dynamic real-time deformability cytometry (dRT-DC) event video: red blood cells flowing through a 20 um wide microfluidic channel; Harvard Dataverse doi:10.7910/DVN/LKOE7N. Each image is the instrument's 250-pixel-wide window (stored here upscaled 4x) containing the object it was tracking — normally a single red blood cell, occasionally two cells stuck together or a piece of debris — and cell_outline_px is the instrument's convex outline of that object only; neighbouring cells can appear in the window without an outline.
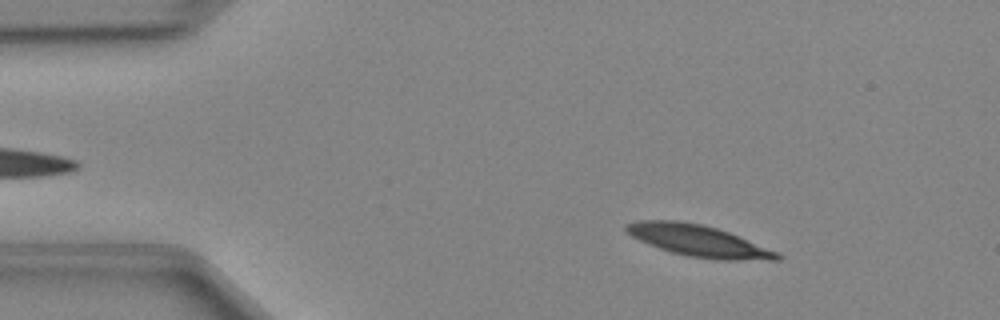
{"species": "Egyptian fruit bat (a non-hibernating species)", "species_latin": "Rousettus aegyptiacus", "temperature_condition": "cold", "stored_images_in_passage": 47, "camera_frame_rate_fps": 3000, "um_per_image_px": 0.085, "animal": {"sex": "female"}, "frame": {"image": 1, "passage_image": 6, "time_ms": 1.667, "image_size_px": [1000, 320], "cell_outline_px": [[784, 256], [780, 260], [716, 260], [688, 256], [672, 252], [648, 244], [632, 236], [624, 228], [624, 224], [636, 220], [680, 220], [700, 224], [716, 228], [728, 232], [780, 252]], "centroid_in_image_um": [59.4, 20.47], "position_along_channel_um": 25.6, "area_um2": 27.8}}
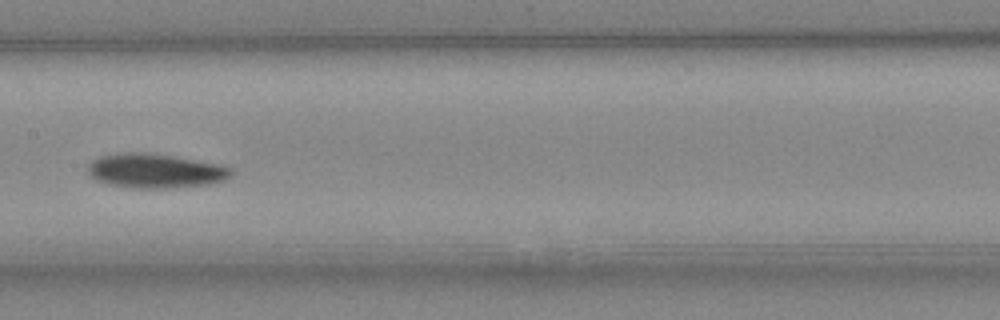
{"frame": {"image": 2, "passage_image": 23, "time_ms": 7.333, "image_size_px": [1000, 320], "cell_outline_px": [[232, 172], [224, 180], [208, 184], [172, 188], [132, 188], [108, 184], [96, 180], [88, 172], [88, 164], [92, 160], [100, 156], [120, 152], [148, 152], [172, 156], [216, 164], [232, 168]], "centroid_in_image_um": [13.14, 14.52], "position_along_channel_um": 194.3, "area_um2": 28.55}}
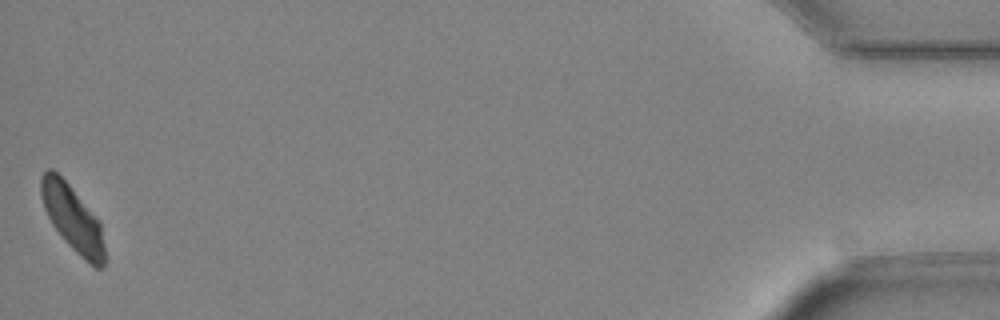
{"frame": {"image": 3, "passage_image": 47, "time_ms": 15.333, "image_size_px": [1000, 320], "cell_outline_px": [[104, 264], [100, 268], [96, 268], [84, 260], [64, 240], [52, 224], [44, 208], [40, 196], [40, 176], [48, 168], [52, 168], [68, 184], [100, 220], [104, 244]], "centroid_in_image_um": [6.16, 18.55], "position_along_channel_um": 429.0, "area_um2": 24.33}}